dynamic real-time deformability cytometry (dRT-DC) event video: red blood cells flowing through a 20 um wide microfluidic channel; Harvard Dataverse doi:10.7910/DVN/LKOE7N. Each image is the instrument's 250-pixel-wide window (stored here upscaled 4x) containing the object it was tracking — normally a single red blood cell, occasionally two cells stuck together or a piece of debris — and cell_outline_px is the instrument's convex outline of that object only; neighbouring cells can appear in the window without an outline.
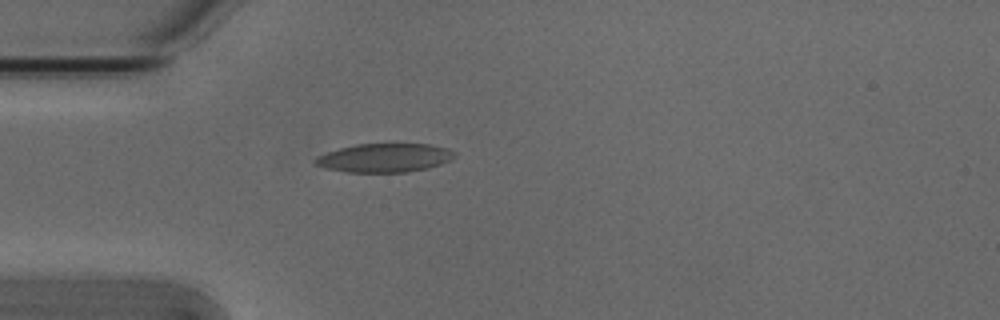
{"species": "Egyptian fruit bat (a non-hibernating species)", "species_latin": "Rousettus aegyptiacus", "temperature_condition": "cold", "stored_images_in_passage": 1, "camera_frame_rate_fps": 3000, "um_per_image_px": 0.085, "animal": {"sex": "male"}, "frame": {"image": 1, "passage_image": 1, "time_ms": 0.0, "image_size_px": [1000, 320], "cell_outline_px": [[456, 156], [440, 164], [428, 168], [408, 172], [344, 172], [328, 168], [316, 164], [312, 160], [316, 156], [340, 148], [356, 144], [428, 144], [448, 148], [456, 152]], "centroid_in_image_um": [32.69, 13.41], "position_along_channel_um": 52.3, "area_um2": 23.24}}